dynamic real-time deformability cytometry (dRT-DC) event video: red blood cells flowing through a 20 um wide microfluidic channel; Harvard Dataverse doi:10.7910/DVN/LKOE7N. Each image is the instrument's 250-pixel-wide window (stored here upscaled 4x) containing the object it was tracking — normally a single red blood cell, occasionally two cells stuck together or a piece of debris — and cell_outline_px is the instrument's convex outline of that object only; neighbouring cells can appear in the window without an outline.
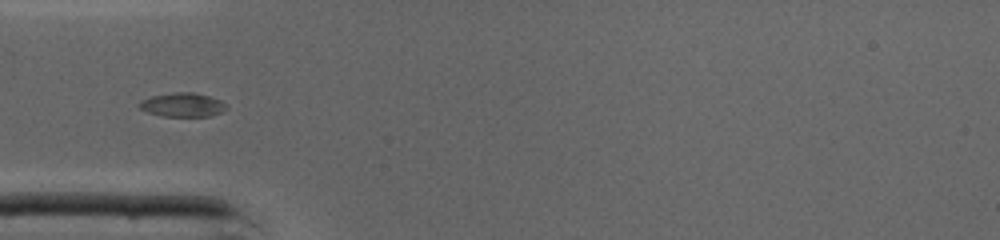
{"species": "common noctule bat (a hibernating species)", "species_latin": "Nyctalus noctula", "temperature_condition": "cold", "stored_images_in_passage": 25, "camera_frame_rate_fps": 3000, "um_per_image_px": 0.085, "animal": {"sex": "male", "body_mass_g": 19.0, "forearm_length_mm": 50.8}, "frame": {"image": 1, "passage_image": 3, "time_ms": 0.667, "image_size_px": [1000, 240], "cell_outline_px": [[228, 108], [220, 112], [208, 116], [164, 116], [148, 112], [140, 108], [136, 104], [140, 100], [152, 96], [176, 92], [196, 92], [220, 100]], "centroid_in_image_um": [15.48, 8.9], "position_along_channel_um": 69.5, "area_um2": 12.02}}
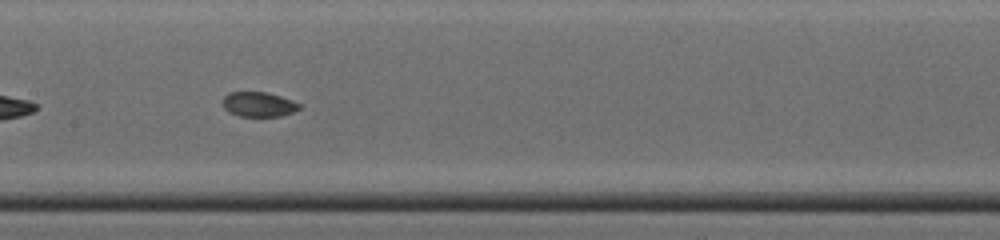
{"frame": {"image": 2, "passage_image": 11, "time_ms": 3.333, "image_size_px": [1000, 240], "cell_outline_px": [[300, 108], [292, 112], [280, 116], [240, 116], [228, 112], [224, 108], [224, 96], [228, 92], [268, 92], [292, 100], [300, 104]], "centroid_in_image_um": [21.98, 8.86], "position_along_channel_um": 185.4, "area_um2": 10.98}}
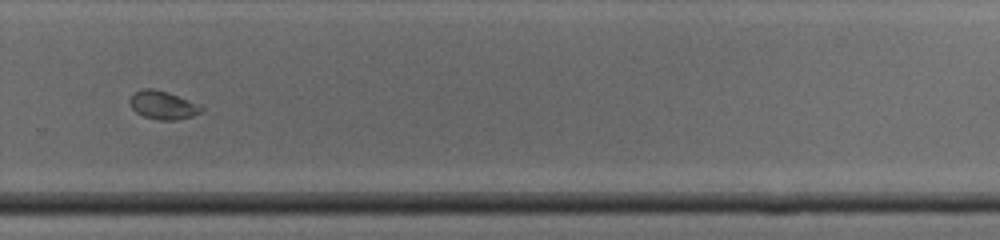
{"frame": {"image": 3, "passage_image": 20, "time_ms": 6.333, "image_size_px": [1000, 240], "cell_outline_px": [[204, 108], [200, 112], [192, 116], [176, 120], [160, 120], [144, 116], [136, 112], [132, 108], [128, 100], [136, 92], [144, 88], [152, 88], [168, 92], [188, 100]], "centroid_in_image_um": [13.82, 8.93], "position_along_channel_um": 316.0, "area_um2": 11.56}, "authors_computed_cell_mechanics": {"area_um2": 11.6178, "velocity_mm_per_s": 4.3523, "shape_relaxation_time_tau1_ms": null, "shape_relaxation_time_tau2_ms": 1.0501, "deformation_change_tau1": null, "deformation_change_tau2": 0.0366}}